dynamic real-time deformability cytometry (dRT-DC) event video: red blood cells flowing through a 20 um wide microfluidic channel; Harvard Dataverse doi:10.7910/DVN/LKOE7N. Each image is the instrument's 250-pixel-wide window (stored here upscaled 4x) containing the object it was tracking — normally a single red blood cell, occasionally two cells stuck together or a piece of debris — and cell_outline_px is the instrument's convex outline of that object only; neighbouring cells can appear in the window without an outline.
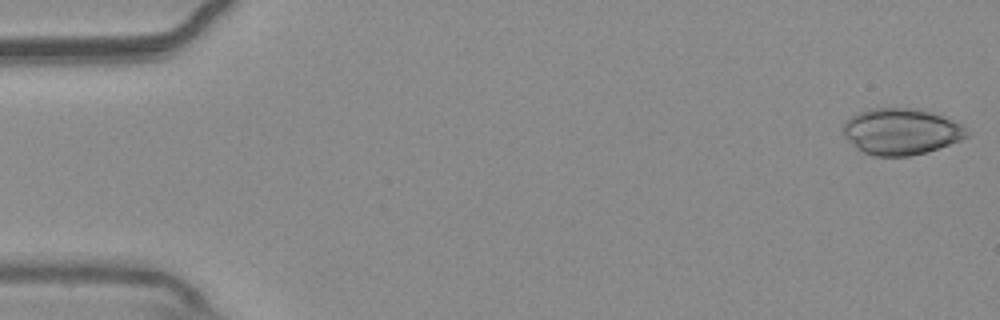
{"species": "common noctule bat (a hibernating species)", "species_latin": "Nyctalus noctula", "temperature_condition": "warm", "stored_images_in_passage": 55, "camera_frame_rate_fps": 3000, "um_per_image_px": 0.085, "animal": {"sex": "male", "body_mass_g": 20.4}, "frame": {"image": 1, "passage_image": 1, "time_ms": 0.0, "image_size_px": [1000, 320], "cell_outline_px": [[968, 136], [960, 140], [928, 152], [912, 156], [872, 156], [856, 148], [844, 136], [844, 120], [856, 112], [868, 108], [916, 108], [936, 112], [968, 128]], "centroid_in_image_um": [76.59, 11.17], "position_along_channel_um": 8.4, "area_um2": 33.81}}
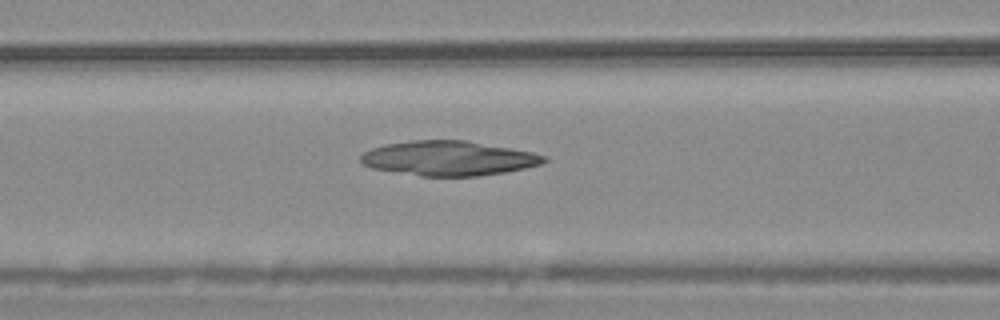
{"frame": {"image": 2, "passage_image": 22, "time_ms": 7.0, "image_size_px": [1000, 320], "cell_outline_px": [[548, 160], [540, 164], [524, 168], [504, 172], [476, 176], [420, 176], [372, 168], [364, 164], [360, 160], [360, 156], [364, 152], [372, 148], [384, 144], [412, 140], [464, 140], [512, 148], [532, 152], [548, 156]], "centroid_in_image_um": [38.13, 13.45], "position_along_channel_um": 128.5, "area_um2": 36.93}}
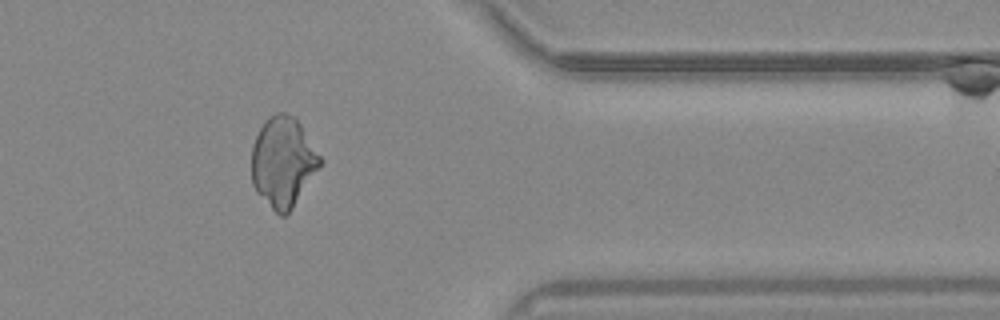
{"frame": {"image": 3, "passage_image": 44, "time_ms": 14.333, "image_size_px": [1000, 320], "cell_outline_px": [[324, 164], [292, 208], [284, 216], [280, 216], [256, 192], [252, 184], [252, 144], [264, 120], [268, 116], [276, 112], [284, 112], [296, 116], [324, 160]], "centroid_in_image_um": [24.09, 13.73], "position_along_channel_um": 387.3, "area_um2": 36.59}}